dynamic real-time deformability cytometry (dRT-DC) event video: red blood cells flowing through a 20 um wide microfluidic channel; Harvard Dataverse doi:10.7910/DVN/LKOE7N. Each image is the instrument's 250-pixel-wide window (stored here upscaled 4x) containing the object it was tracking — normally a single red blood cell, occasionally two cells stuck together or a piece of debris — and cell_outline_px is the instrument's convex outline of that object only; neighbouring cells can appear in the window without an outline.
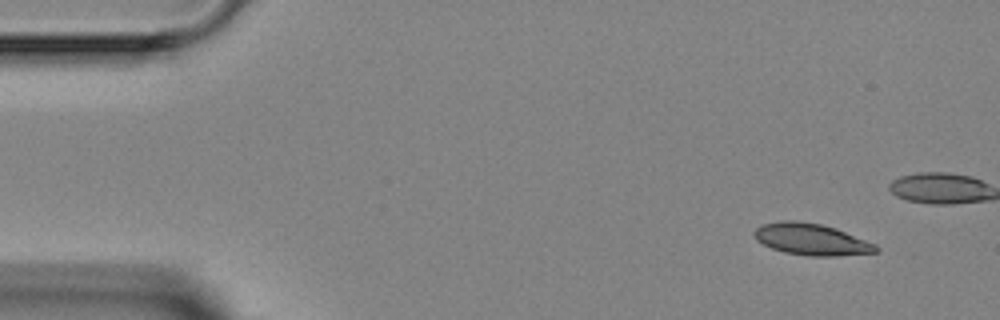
{"species": "Egyptian fruit bat (a non-hibernating species)", "species_latin": "Rousettus aegyptiacus", "temperature_condition": "room temperature", "stored_images_in_passage": 4, "camera_frame_rate_fps": 3000, "um_per_image_px": 0.085, "animal": {"sex": "female"}, "frame": {"image": 1, "passage_image": 1, "time_ms": 0.0, "image_size_px": [1000, 320], "cell_outline_px": [[880, 252], [836, 256], [808, 256], [784, 252], [772, 248], [756, 240], [752, 232], [756, 228], [764, 224], [780, 220], [792, 220], [820, 224], [836, 228], [876, 244], [880, 248]], "centroid_in_image_um": [68.99, 20.35], "position_along_channel_um": 16.0, "area_um2": 22.48}}